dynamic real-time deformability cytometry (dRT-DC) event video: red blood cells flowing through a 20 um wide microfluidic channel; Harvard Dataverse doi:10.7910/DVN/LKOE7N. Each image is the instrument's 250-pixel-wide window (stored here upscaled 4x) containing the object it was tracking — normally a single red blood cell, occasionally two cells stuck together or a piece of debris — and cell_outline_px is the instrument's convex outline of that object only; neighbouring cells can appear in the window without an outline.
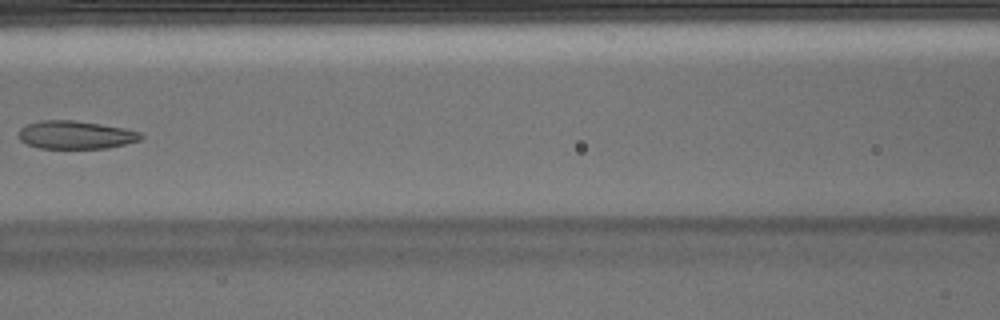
{"species": "Egyptian fruit bat (a non-hibernating species)", "species_latin": "Rousettus aegyptiacus", "temperature_condition": "warm", "stored_images_in_passage": 8, "camera_frame_rate_fps": 3000, "um_per_image_px": 0.085, "animal": {"sex": "male"}, "frame": {"image": 1, "passage_image": 7, "time_ms": 2.0, "image_size_px": [1000, 320], "cell_outline_px": [[144, 136], [140, 140], [108, 148], [40, 148], [28, 144], [20, 140], [16, 136], [20, 128], [28, 124], [40, 120], [72, 120], [100, 124], [124, 128], [140, 132]], "centroid_in_image_um": [6.4, 11.46], "position_along_channel_um": 160.2, "area_um2": 20.0}}
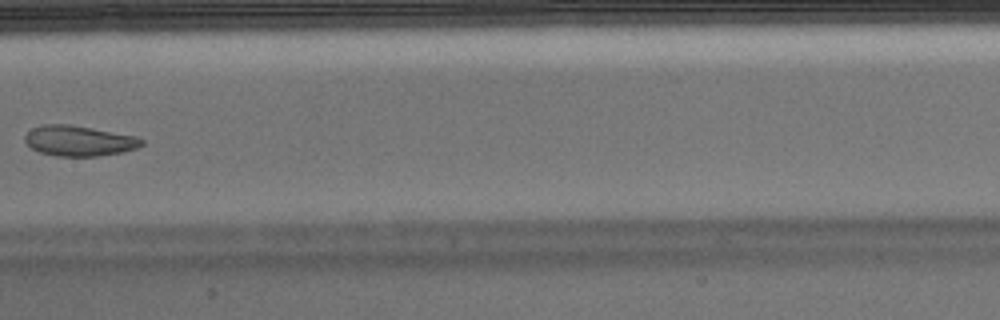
{"frame": {"image": 2, "passage_image": 8, "time_ms": 2.333, "image_size_px": [1000, 320], "cell_outline_px": [[144, 144], [136, 148], [124, 152], [96, 156], [56, 156], [40, 152], [32, 148], [24, 140], [24, 136], [32, 128], [40, 124], [68, 124], [92, 128], [136, 136], [144, 140]], "centroid_in_image_um": [6.71, 11.96], "position_along_channel_um": 200.7, "area_um2": 20.69}}